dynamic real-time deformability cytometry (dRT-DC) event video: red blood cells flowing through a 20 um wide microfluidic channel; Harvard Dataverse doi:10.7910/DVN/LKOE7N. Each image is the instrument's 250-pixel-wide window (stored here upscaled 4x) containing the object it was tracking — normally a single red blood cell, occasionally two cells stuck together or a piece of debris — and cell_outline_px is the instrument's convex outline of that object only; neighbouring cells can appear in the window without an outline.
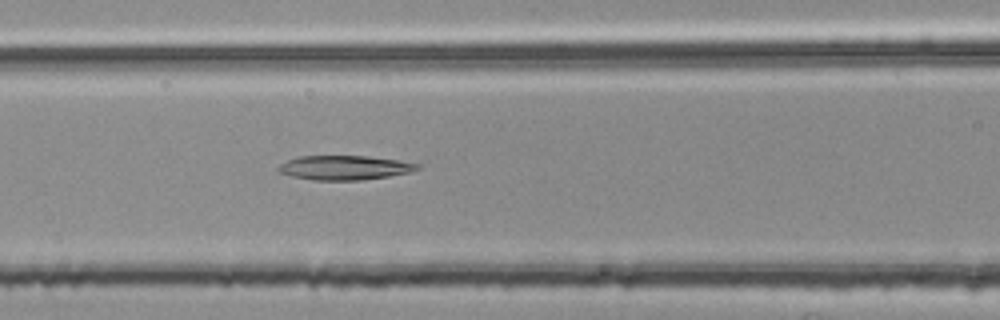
{"species": "common noctule bat (a hibernating species)", "species_latin": "Nyctalus noctula", "temperature_condition": "room temperature", "stored_images_in_passage": 54, "segment_of_instrument_passage": [2, 2], "camera_frame_rate_fps": 3000, "um_per_image_px": 0.085, "animal": {"sex": "female", "body_mass_g": 25.1}, "frame": {"image": 1, "passage_image": 23, "time_ms": 7.333, "image_size_px": [1000, 320], "cell_outline_px": [[420, 168], [412, 172], [364, 180], [312, 180], [292, 176], [280, 172], [276, 168], [280, 164], [296, 156], [368, 156], [396, 160], [420, 164]], "centroid_in_image_um": [29.28, 14.25], "position_along_channel_um": 137.3, "area_um2": 19.71}}
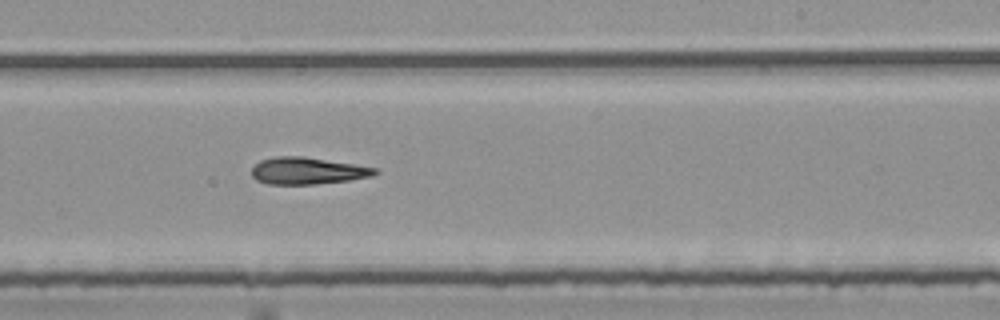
{"frame": {"image": 2, "passage_image": 33, "time_ms": 10.667, "image_size_px": [1000, 320], "cell_outline_px": [[380, 172], [372, 176], [348, 180], [316, 184], [268, 184], [256, 180], [252, 176], [252, 168], [260, 160], [276, 156], [304, 156], [376, 168]], "centroid_in_image_um": [26.11, 14.52], "position_along_channel_um": 262.9, "area_um2": 19.25}}
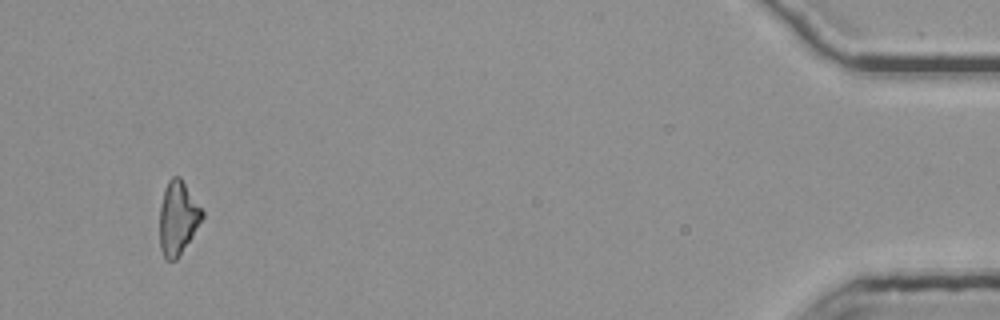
{"frame": {"image": 3, "passage_image": 52, "time_ms": 17.0, "image_size_px": [1000, 320], "cell_outline_px": [[204, 216], [192, 236], [176, 260], [164, 260], [160, 248], [160, 204], [164, 188], [168, 180], [172, 176], [180, 176], [204, 212]], "centroid_in_image_um": [15.1, 18.52], "position_along_channel_um": 420.1, "area_um2": 18.21}}